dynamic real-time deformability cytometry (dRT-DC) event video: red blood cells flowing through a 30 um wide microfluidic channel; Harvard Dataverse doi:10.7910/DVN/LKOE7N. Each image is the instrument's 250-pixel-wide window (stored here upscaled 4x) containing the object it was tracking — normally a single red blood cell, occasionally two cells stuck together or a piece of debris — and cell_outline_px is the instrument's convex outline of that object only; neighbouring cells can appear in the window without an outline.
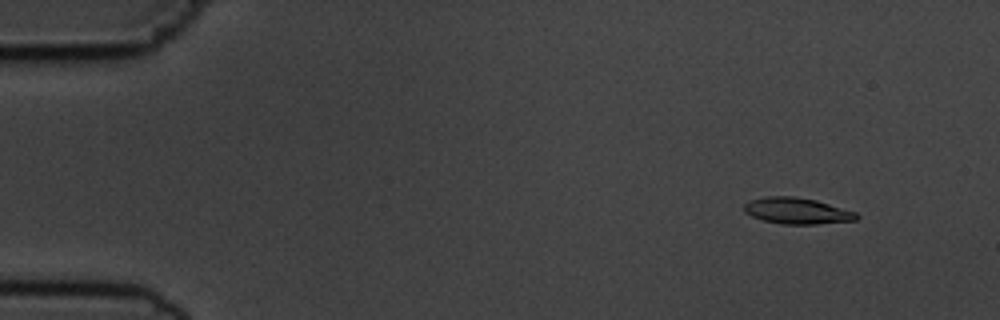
{"species": "common noctule bat (a hibernating species)", "species_latin": "Nyctalus noctula", "temperature_condition": "cold", "stored_images_in_passage": 6, "segment_of_instrument_passage": [1, 2], "camera_frame_rate_fps": 3000, "um_per_image_px": 0.085, "animal": {"sex": "male", "body_mass_g": 19.5, "forearm_length_mm": 54.6}, "frame": {"image": 1, "passage_image": 2, "time_ms": 1.333, "image_size_px": [1000, 320], "cell_outline_px": [[860, 216], [856, 220], [816, 224], [780, 224], [764, 220], [752, 216], [744, 212], [744, 204], [752, 200], [764, 196], [792, 196], [816, 200], [856, 212]], "centroid_in_image_um": [67.75, 17.92], "position_along_channel_um": 17.3, "area_um2": 17.11}}